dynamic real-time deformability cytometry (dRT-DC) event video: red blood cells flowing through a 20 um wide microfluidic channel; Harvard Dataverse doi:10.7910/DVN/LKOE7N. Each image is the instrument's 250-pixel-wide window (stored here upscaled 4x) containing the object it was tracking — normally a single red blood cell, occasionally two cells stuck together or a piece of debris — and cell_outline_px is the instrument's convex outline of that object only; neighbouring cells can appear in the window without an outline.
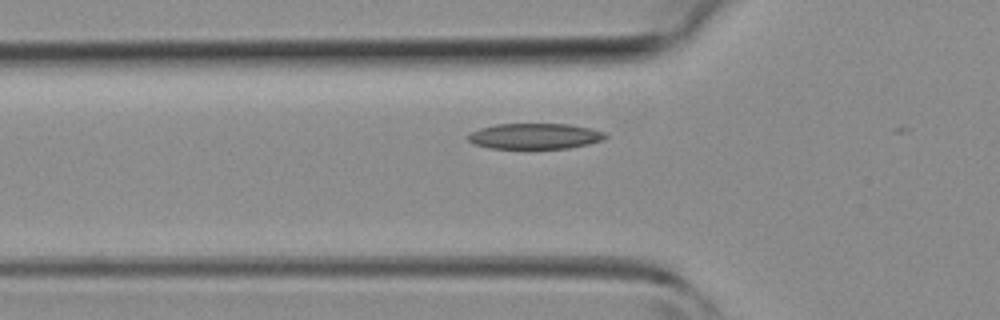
{"species": "common noctule bat (a hibernating species)", "species_latin": "Nyctalus noctula", "temperature_condition": "room temperature", "stored_images_in_passage": 10, "camera_frame_rate_fps": 3000, "um_per_image_px": 0.085, "animal": {"sex": "female", "body_mass_g": 19.3, "forearm_length_mm": 54.1}, "frame": {"image": 1, "passage_image": 4, "time_ms": 1.0, "image_size_px": [1000, 320], "cell_outline_px": [[608, 136], [604, 140], [588, 144], [568, 148], [492, 148], [476, 144], [468, 140], [468, 136], [472, 132], [480, 128], [496, 124], [568, 124], [592, 128], [604, 132]], "centroid_in_image_um": [45.52, 11.56], "position_along_channel_um": 80.3, "area_um2": 20.4}}
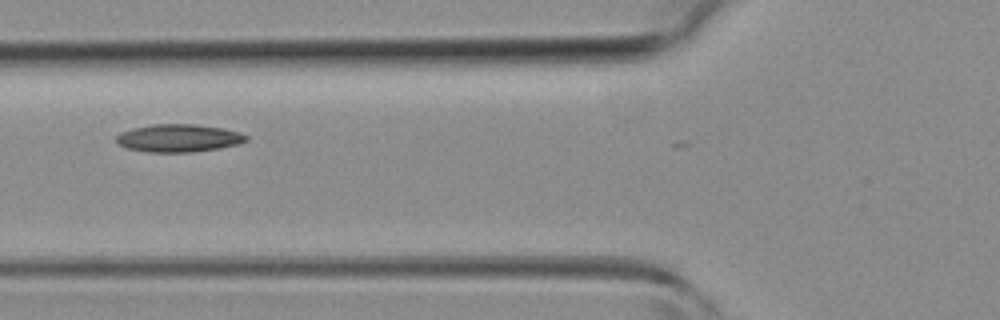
{"frame": {"image": 2, "passage_image": 6, "time_ms": 1.667, "image_size_px": [1000, 320], "cell_outline_px": [[248, 140], [240, 144], [220, 148], [192, 152], [148, 152], [128, 148], [116, 144], [116, 136], [120, 132], [132, 128], [152, 124], [196, 124], [224, 128], [240, 132], [248, 136]], "centroid_in_image_um": [15.19, 11.73], "position_along_channel_um": 110.6, "area_um2": 21.27}}
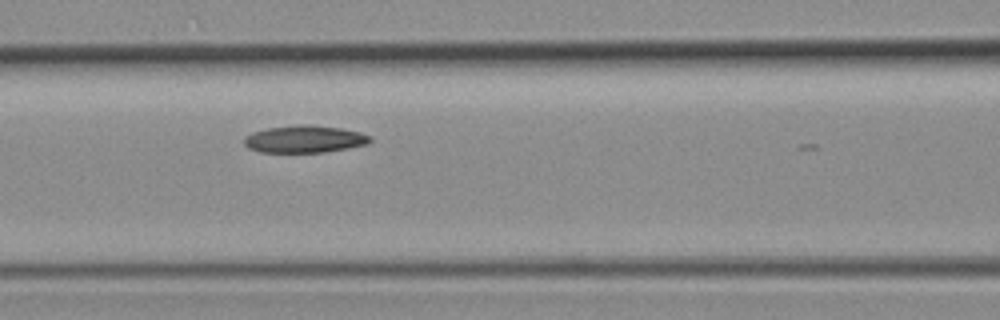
{"frame": {"image": 3, "passage_image": 8, "time_ms": 2.333, "image_size_px": [1000, 320], "cell_outline_px": [[372, 140], [368, 144], [348, 148], [324, 152], [260, 152], [248, 148], [244, 144], [244, 136], [252, 132], [268, 128], [300, 124], [312, 124], [340, 128], [360, 132], [372, 136]], "centroid_in_image_um": [25.89, 11.82], "position_along_channel_um": 140.7, "area_um2": 20.17}}